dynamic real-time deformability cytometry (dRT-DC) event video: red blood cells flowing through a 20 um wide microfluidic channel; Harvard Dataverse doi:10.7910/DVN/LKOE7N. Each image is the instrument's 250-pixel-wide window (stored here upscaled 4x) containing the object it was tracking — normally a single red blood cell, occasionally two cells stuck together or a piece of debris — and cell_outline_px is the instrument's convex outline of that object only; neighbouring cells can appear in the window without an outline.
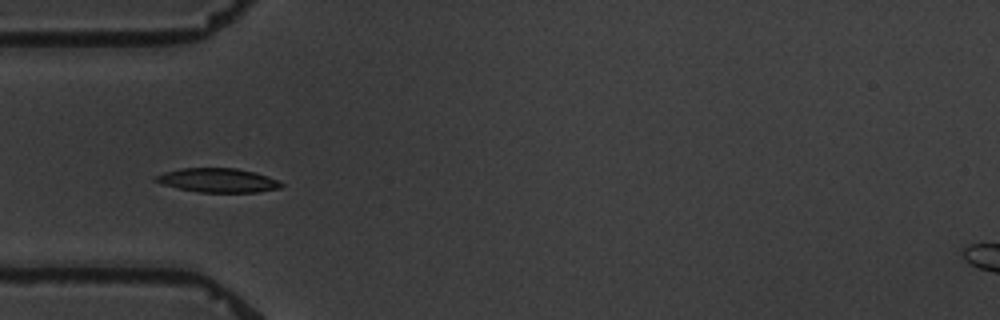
{"species": "common noctule bat (a hibernating species)", "species_latin": "Nyctalus noctula", "temperature_condition": "warm", "stored_images_in_passage": 12, "camera_frame_rate_fps": 3000, "um_per_image_px": 0.085, "animal": {"sex": "male", "body_mass_g": 19.5, "forearm_length_mm": 54.6}, "frame": {"image": 1, "passage_image": 6, "time_ms": 7.333, "image_size_px": [1000, 320], "cell_outline_px": [[284, 184], [280, 188], [256, 192], [200, 192], [160, 184], [152, 180], [156, 176], [164, 172], [180, 168], [236, 168], [268, 176], [280, 180]], "centroid_in_image_um": [18.51, 15.32], "position_along_channel_um": 66.5, "area_um2": 17.57}}
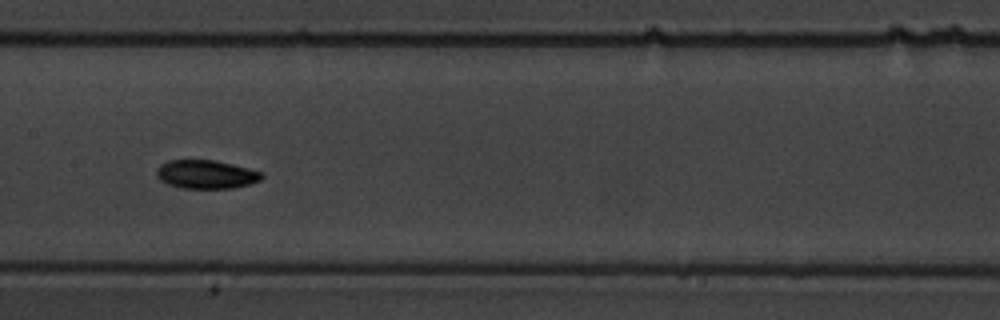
{"frame": {"image": 2, "passage_image": 9, "time_ms": 11.0, "image_size_px": [1000, 320], "cell_outline_px": [[264, 176], [260, 180], [248, 184], [232, 188], [180, 188], [168, 184], [160, 180], [156, 176], [156, 168], [160, 164], [168, 160], [216, 160], [248, 168], [260, 172]], "centroid_in_image_um": [17.47, 14.81], "position_along_channel_um": 189.9, "area_um2": 17.51}}
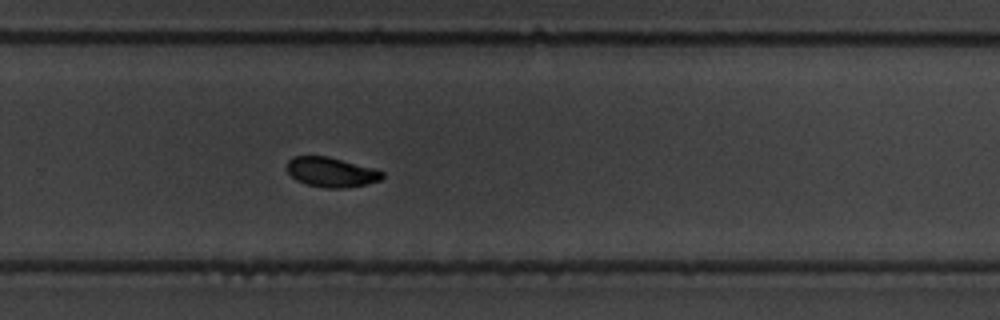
{"frame": {"image": 3, "passage_image": 12, "time_ms": 14.333, "image_size_px": [1000, 320], "cell_outline_px": [[384, 176], [380, 180], [364, 184], [344, 188], [324, 188], [304, 184], [296, 180], [284, 168], [288, 160], [292, 156], [328, 156], [372, 168], [384, 172]], "centroid_in_image_um": [28.09, 14.63], "position_along_channel_um": 301.7, "area_um2": 16.59}}